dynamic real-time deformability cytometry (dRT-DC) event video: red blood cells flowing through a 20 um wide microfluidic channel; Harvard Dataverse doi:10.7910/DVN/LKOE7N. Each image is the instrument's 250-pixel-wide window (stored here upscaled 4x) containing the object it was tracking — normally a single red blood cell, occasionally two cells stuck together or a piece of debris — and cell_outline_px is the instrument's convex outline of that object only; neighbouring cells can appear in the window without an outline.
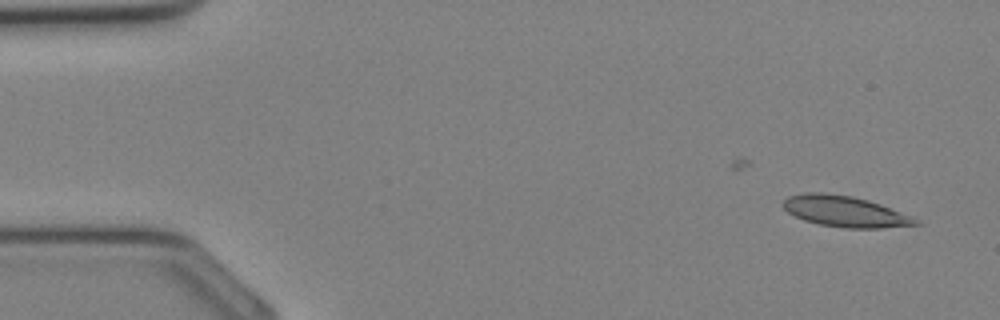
{"species": "Egyptian fruit bat (a non-hibernating species)", "species_latin": "Rousettus aegyptiacus", "temperature_condition": "cold", "stored_images_in_passage": 22, "camera_frame_rate_fps": 3000, "um_per_image_px": 0.085, "animal": {"sex": "female"}, "frame": {"image": 1, "passage_image": 1, "time_ms": 0.0, "image_size_px": [1000, 320], "cell_outline_px": [[920, 224], [880, 228], [848, 228], [820, 224], [804, 220], [788, 212], [780, 204], [788, 196], [804, 192], [824, 192], [852, 196], [868, 200], [880, 204], [912, 216]], "centroid_in_image_um": [71.78, 17.95], "position_along_channel_um": 13.2, "area_um2": 23.76}}
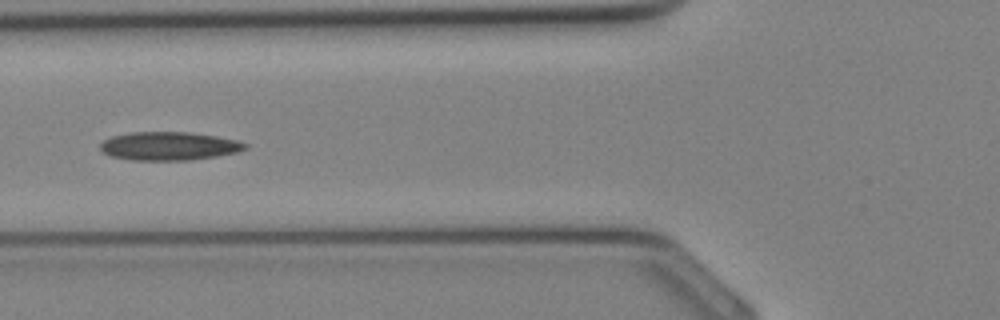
{"frame": {"image": 2, "passage_image": 12, "time_ms": 3.667, "image_size_px": [1000, 320], "cell_outline_px": [[248, 148], [236, 152], [216, 156], [192, 160], [132, 160], [112, 156], [104, 152], [100, 148], [100, 144], [104, 140], [112, 136], [132, 132], [188, 132], [216, 136], [236, 140], [248, 144]], "centroid_in_image_um": [14.38, 12.41], "position_along_channel_um": 111.4, "area_um2": 23.87}}
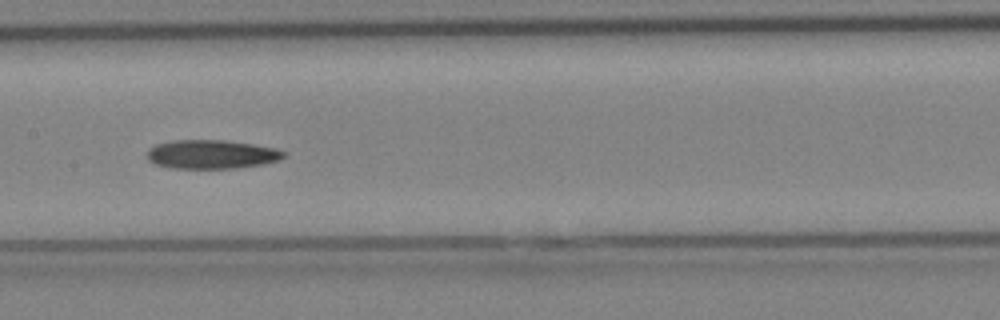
{"frame": {"image": 3, "passage_image": 16, "time_ms": 5.0, "image_size_px": [1000, 320], "cell_outline_px": [[288, 152], [280, 160], [264, 164], [236, 168], [172, 168], [156, 164], [148, 160], [148, 148], [156, 144], [172, 140], [224, 140], [252, 144], [276, 148]], "centroid_in_image_um": [18.01, 13.11], "position_along_channel_um": 189.4, "area_um2": 23.06}}